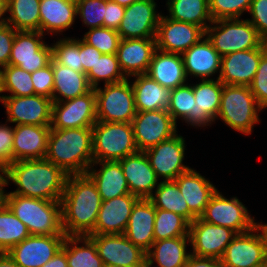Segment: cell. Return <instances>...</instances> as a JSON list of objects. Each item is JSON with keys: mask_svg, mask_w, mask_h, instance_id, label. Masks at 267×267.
Returning a JSON list of instances; mask_svg holds the SVG:
<instances>
[{"mask_svg": "<svg viewBox=\"0 0 267 267\" xmlns=\"http://www.w3.org/2000/svg\"><path fill=\"white\" fill-rule=\"evenodd\" d=\"M68 174L46 158L14 161L4 170V186L13 182L17 189L4 194L61 201Z\"/></svg>", "mask_w": 267, "mask_h": 267, "instance_id": "1", "label": "cell"}, {"mask_svg": "<svg viewBox=\"0 0 267 267\" xmlns=\"http://www.w3.org/2000/svg\"><path fill=\"white\" fill-rule=\"evenodd\" d=\"M60 202L62 230L66 236L89 235L94 230L102 199L87 173L68 176Z\"/></svg>", "mask_w": 267, "mask_h": 267, "instance_id": "2", "label": "cell"}, {"mask_svg": "<svg viewBox=\"0 0 267 267\" xmlns=\"http://www.w3.org/2000/svg\"><path fill=\"white\" fill-rule=\"evenodd\" d=\"M45 158L68 175L86 174L94 162L92 128L50 129Z\"/></svg>", "mask_w": 267, "mask_h": 267, "instance_id": "3", "label": "cell"}, {"mask_svg": "<svg viewBox=\"0 0 267 267\" xmlns=\"http://www.w3.org/2000/svg\"><path fill=\"white\" fill-rule=\"evenodd\" d=\"M3 202L27 226L31 235H65L60 201L3 194Z\"/></svg>", "mask_w": 267, "mask_h": 267, "instance_id": "4", "label": "cell"}, {"mask_svg": "<svg viewBox=\"0 0 267 267\" xmlns=\"http://www.w3.org/2000/svg\"><path fill=\"white\" fill-rule=\"evenodd\" d=\"M262 110L249 86L223 84L216 120L221 119L234 131L249 135L254 125L260 122L259 113Z\"/></svg>", "mask_w": 267, "mask_h": 267, "instance_id": "5", "label": "cell"}, {"mask_svg": "<svg viewBox=\"0 0 267 267\" xmlns=\"http://www.w3.org/2000/svg\"><path fill=\"white\" fill-rule=\"evenodd\" d=\"M94 161H120L138 152L131 123L97 121L92 127Z\"/></svg>", "mask_w": 267, "mask_h": 267, "instance_id": "6", "label": "cell"}, {"mask_svg": "<svg viewBox=\"0 0 267 267\" xmlns=\"http://www.w3.org/2000/svg\"><path fill=\"white\" fill-rule=\"evenodd\" d=\"M205 36L221 57L237 51L258 48L264 42L247 19L212 21L205 30Z\"/></svg>", "mask_w": 267, "mask_h": 267, "instance_id": "7", "label": "cell"}, {"mask_svg": "<svg viewBox=\"0 0 267 267\" xmlns=\"http://www.w3.org/2000/svg\"><path fill=\"white\" fill-rule=\"evenodd\" d=\"M131 78L94 88L97 121L131 123L137 111Z\"/></svg>", "mask_w": 267, "mask_h": 267, "instance_id": "8", "label": "cell"}, {"mask_svg": "<svg viewBox=\"0 0 267 267\" xmlns=\"http://www.w3.org/2000/svg\"><path fill=\"white\" fill-rule=\"evenodd\" d=\"M220 261L223 267H267V237L260 224L237 234Z\"/></svg>", "mask_w": 267, "mask_h": 267, "instance_id": "9", "label": "cell"}, {"mask_svg": "<svg viewBox=\"0 0 267 267\" xmlns=\"http://www.w3.org/2000/svg\"><path fill=\"white\" fill-rule=\"evenodd\" d=\"M200 218L208 223L230 228L237 234L248 232L259 224L237 197L227 199L218 189L211 196Z\"/></svg>", "mask_w": 267, "mask_h": 267, "instance_id": "10", "label": "cell"}, {"mask_svg": "<svg viewBox=\"0 0 267 267\" xmlns=\"http://www.w3.org/2000/svg\"><path fill=\"white\" fill-rule=\"evenodd\" d=\"M132 128L138 151H146L177 134V123L167 110L137 112Z\"/></svg>", "mask_w": 267, "mask_h": 267, "instance_id": "11", "label": "cell"}, {"mask_svg": "<svg viewBox=\"0 0 267 267\" xmlns=\"http://www.w3.org/2000/svg\"><path fill=\"white\" fill-rule=\"evenodd\" d=\"M96 122V95L94 88L74 99L53 102L51 129L92 128Z\"/></svg>", "mask_w": 267, "mask_h": 267, "instance_id": "12", "label": "cell"}, {"mask_svg": "<svg viewBox=\"0 0 267 267\" xmlns=\"http://www.w3.org/2000/svg\"><path fill=\"white\" fill-rule=\"evenodd\" d=\"M40 31H16L9 65L33 73L47 66L52 59V48L42 39Z\"/></svg>", "mask_w": 267, "mask_h": 267, "instance_id": "13", "label": "cell"}, {"mask_svg": "<svg viewBox=\"0 0 267 267\" xmlns=\"http://www.w3.org/2000/svg\"><path fill=\"white\" fill-rule=\"evenodd\" d=\"M236 235L237 233L230 228L208 223L198 217L189 224L192 246L190 253L197 257L220 260L226 247Z\"/></svg>", "mask_w": 267, "mask_h": 267, "instance_id": "14", "label": "cell"}, {"mask_svg": "<svg viewBox=\"0 0 267 267\" xmlns=\"http://www.w3.org/2000/svg\"><path fill=\"white\" fill-rule=\"evenodd\" d=\"M99 257L106 265L145 267L146 252L135 246L124 234H89Z\"/></svg>", "mask_w": 267, "mask_h": 267, "instance_id": "15", "label": "cell"}, {"mask_svg": "<svg viewBox=\"0 0 267 267\" xmlns=\"http://www.w3.org/2000/svg\"><path fill=\"white\" fill-rule=\"evenodd\" d=\"M6 108L7 121L15 125L50 126L53 101L50 98L32 96H4L0 101Z\"/></svg>", "mask_w": 267, "mask_h": 267, "instance_id": "16", "label": "cell"}, {"mask_svg": "<svg viewBox=\"0 0 267 267\" xmlns=\"http://www.w3.org/2000/svg\"><path fill=\"white\" fill-rule=\"evenodd\" d=\"M185 147V138L176 134L144 152L157 177H161L162 181H168L175 180L190 169L183 164Z\"/></svg>", "mask_w": 267, "mask_h": 267, "instance_id": "17", "label": "cell"}, {"mask_svg": "<svg viewBox=\"0 0 267 267\" xmlns=\"http://www.w3.org/2000/svg\"><path fill=\"white\" fill-rule=\"evenodd\" d=\"M267 51V43L258 48L237 51L221 57L218 79L226 85L249 86L255 77L261 56Z\"/></svg>", "mask_w": 267, "mask_h": 267, "instance_id": "18", "label": "cell"}, {"mask_svg": "<svg viewBox=\"0 0 267 267\" xmlns=\"http://www.w3.org/2000/svg\"><path fill=\"white\" fill-rule=\"evenodd\" d=\"M205 36V30L197 25L179 22L161 15L156 31V49L182 54Z\"/></svg>", "mask_w": 267, "mask_h": 267, "instance_id": "19", "label": "cell"}, {"mask_svg": "<svg viewBox=\"0 0 267 267\" xmlns=\"http://www.w3.org/2000/svg\"><path fill=\"white\" fill-rule=\"evenodd\" d=\"M154 0H138L125 7L117 32L121 39L155 38L161 13Z\"/></svg>", "mask_w": 267, "mask_h": 267, "instance_id": "20", "label": "cell"}, {"mask_svg": "<svg viewBox=\"0 0 267 267\" xmlns=\"http://www.w3.org/2000/svg\"><path fill=\"white\" fill-rule=\"evenodd\" d=\"M66 235H30L9 256L19 267H42L61 249Z\"/></svg>", "mask_w": 267, "mask_h": 267, "instance_id": "21", "label": "cell"}, {"mask_svg": "<svg viewBox=\"0 0 267 267\" xmlns=\"http://www.w3.org/2000/svg\"><path fill=\"white\" fill-rule=\"evenodd\" d=\"M155 50V38L121 39L116 56L124 76L146 74Z\"/></svg>", "mask_w": 267, "mask_h": 267, "instance_id": "22", "label": "cell"}, {"mask_svg": "<svg viewBox=\"0 0 267 267\" xmlns=\"http://www.w3.org/2000/svg\"><path fill=\"white\" fill-rule=\"evenodd\" d=\"M140 198L126 194L102 201L94 230L90 234H123L132 208Z\"/></svg>", "mask_w": 267, "mask_h": 267, "instance_id": "23", "label": "cell"}, {"mask_svg": "<svg viewBox=\"0 0 267 267\" xmlns=\"http://www.w3.org/2000/svg\"><path fill=\"white\" fill-rule=\"evenodd\" d=\"M118 162L127 180L130 194L148 199L160 182L145 152L138 151Z\"/></svg>", "mask_w": 267, "mask_h": 267, "instance_id": "24", "label": "cell"}, {"mask_svg": "<svg viewBox=\"0 0 267 267\" xmlns=\"http://www.w3.org/2000/svg\"><path fill=\"white\" fill-rule=\"evenodd\" d=\"M156 208L149 199L140 198L132 208L124 235L146 253L154 239Z\"/></svg>", "mask_w": 267, "mask_h": 267, "instance_id": "25", "label": "cell"}, {"mask_svg": "<svg viewBox=\"0 0 267 267\" xmlns=\"http://www.w3.org/2000/svg\"><path fill=\"white\" fill-rule=\"evenodd\" d=\"M50 129V126L15 125L13 162L45 158Z\"/></svg>", "mask_w": 267, "mask_h": 267, "instance_id": "26", "label": "cell"}, {"mask_svg": "<svg viewBox=\"0 0 267 267\" xmlns=\"http://www.w3.org/2000/svg\"><path fill=\"white\" fill-rule=\"evenodd\" d=\"M181 56L187 78L189 75L201 80H211L210 76L220 73L221 56L206 36Z\"/></svg>", "mask_w": 267, "mask_h": 267, "instance_id": "27", "label": "cell"}, {"mask_svg": "<svg viewBox=\"0 0 267 267\" xmlns=\"http://www.w3.org/2000/svg\"><path fill=\"white\" fill-rule=\"evenodd\" d=\"M183 195L189 210L200 217L217 188L194 168L180 174L174 180Z\"/></svg>", "mask_w": 267, "mask_h": 267, "instance_id": "28", "label": "cell"}, {"mask_svg": "<svg viewBox=\"0 0 267 267\" xmlns=\"http://www.w3.org/2000/svg\"><path fill=\"white\" fill-rule=\"evenodd\" d=\"M146 74L161 86L171 90L185 85L188 80L181 54L168 53L158 49L153 53Z\"/></svg>", "mask_w": 267, "mask_h": 267, "instance_id": "29", "label": "cell"}, {"mask_svg": "<svg viewBox=\"0 0 267 267\" xmlns=\"http://www.w3.org/2000/svg\"><path fill=\"white\" fill-rule=\"evenodd\" d=\"M100 165L97 170L94 166ZM87 174L95 182L102 201L130 194L127 180L118 161H94Z\"/></svg>", "mask_w": 267, "mask_h": 267, "instance_id": "30", "label": "cell"}, {"mask_svg": "<svg viewBox=\"0 0 267 267\" xmlns=\"http://www.w3.org/2000/svg\"><path fill=\"white\" fill-rule=\"evenodd\" d=\"M193 85L195 97V127L209 126L217 118L223 83L217 78L201 80Z\"/></svg>", "mask_w": 267, "mask_h": 267, "instance_id": "31", "label": "cell"}, {"mask_svg": "<svg viewBox=\"0 0 267 267\" xmlns=\"http://www.w3.org/2000/svg\"><path fill=\"white\" fill-rule=\"evenodd\" d=\"M132 77L135 78L131 84L137 112L168 109L171 89L161 86L147 74Z\"/></svg>", "mask_w": 267, "mask_h": 267, "instance_id": "32", "label": "cell"}, {"mask_svg": "<svg viewBox=\"0 0 267 267\" xmlns=\"http://www.w3.org/2000/svg\"><path fill=\"white\" fill-rule=\"evenodd\" d=\"M76 2L71 0H40V32L61 34L75 22Z\"/></svg>", "mask_w": 267, "mask_h": 267, "instance_id": "33", "label": "cell"}, {"mask_svg": "<svg viewBox=\"0 0 267 267\" xmlns=\"http://www.w3.org/2000/svg\"><path fill=\"white\" fill-rule=\"evenodd\" d=\"M187 244L190 245L189 236L154 241L146 253L147 264L153 266L155 261L158 267H184L191 255Z\"/></svg>", "mask_w": 267, "mask_h": 267, "instance_id": "34", "label": "cell"}, {"mask_svg": "<svg viewBox=\"0 0 267 267\" xmlns=\"http://www.w3.org/2000/svg\"><path fill=\"white\" fill-rule=\"evenodd\" d=\"M54 75L53 102H63L88 93L90 86L87 75L56 63L52 59Z\"/></svg>", "mask_w": 267, "mask_h": 267, "instance_id": "35", "label": "cell"}, {"mask_svg": "<svg viewBox=\"0 0 267 267\" xmlns=\"http://www.w3.org/2000/svg\"><path fill=\"white\" fill-rule=\"evenodd\" d=\"M82 243V246L79 245ZM68 261V267H103L94 241L88 236H66L61 247Z\"/></svg>", "mask_w": 267, "mask_h": 267, "instance_id": "36", "label": "cell"}, {"mask_svg": "<svg viewBox=\"0 0 267 267\" xmlns=\"http://www.w3.org/2000/svg\"><path fill=\"white\" fill-rule=\"evenodd\" d=\"M168 18L194 24L204 30L212 23L209 0H167ZM209 23V25H208Z\"/></svg>", "mask_w": 267, "mask_h": 267, "instance_id": "37", "label": "cell"}, {"mask_svg": "<svg viewBox=\"0 0 267 267\" xmlns=\"http://www.w3.org/2000/svg\"><path fill=\"white\" fill-rule=\"evenodd\" d=\"M5 22L16 31H40V0H6Z\"/></svg>", "mask_w": 267, "mask_h": 267, "instance_id": "38", "label": "cell"}, {"mask_svg": "<svg viewBox=\"0 0 267 267\" xmlns=\"http://www.w3.org/2000/svg\"><path fill=\"white\" fill-rule=\"evenodd\" d=\"M153 194L148 198L156 209L171 211L192 223L197 217L189 210L188 205L174 180L160 181Z\"/></svg>", "mask_w": 267, "mask_h": 267, "instance_id": "39", "label": "cell"}, {"mask_svg": "<svg viewBox=\"0 0 267 267\" xmlns=\"http://www.w3.org/2000/svg\"><path fill=\"white\" fill-rule=\"evenodd\" d=\"M30 235L27 226L2 202L0 204V252H9Z\"/></svg>", "mask_w": 267, "mask_h": 267, "instance_id": "40", "label": "cell"}, {"mask_svg": "<svg viewBox=\"0 0 267 267\" xmlns=\"http://www.w3.org/2000/svg\"><path fill=\"white\" fill-rule=\"evenodd\" d=\"M195 103L193 86L186 83L171 91L170 104L167 111L175 122L179 118L194 127Z\"/></svg>", "mask_w": 267, "mask_h": 267, "instance_id": "41", "label": "cell"}, {"mask_svg": "<svg viewBox=\"0 0 267 267\" xmlns=\"http://www.w3.org/2000/svg\"><path fill=\"white\" fill-rule=\"evenodd\" d=\"M189 222L179 214L156 209L154 221L155 241L181 236H189Z\"/></svg>", "mask_w": 267, "mask_h": 267, "instance_id": "42", "label": "cell"}, {"mask_svg": "<svg viewBox=\"0 0 267 267\" xmlns=\"http://www.w3.org/2000/svg\"><path fill=\"white\" fill-rule=\"evenodd\" d=\"M86 75L92 88L98 87L100 81H104V84H111L126 79L120 69L116 54H102Z\"/></svg>", "mask_w": 267, "mask_h": 267, "instance_id": "43", "label": "cell"}, {"mask_svg": "<svg viewBox=\"0 0 267 267\" xmlns=\"http://www.w3.org/2000/svg\"><path fill=\"white\" fill-rule=\"evenodd\" d=\"M10 92L8 96H32L35 89L31 73L18 66L7 65L2 68V93Z\"/></svg>", "mask_w": 267, "mask_h": 267, "instance_id": "44", "label": "cell"}, {"mask_svg": "<svg viewBox=\"0 0 267 267\" xmlns=\"http://www.w3.org/2000/svg\"><path fill=\"white\" fill-rule=\"evenodd\" d=\"M52 59L65 67L77 72H83V66L80 59V39L60 38L59 41L51 45Z\"/></svg>", "mask_w": 267, "mask_h": 267, "instance_id": "45", "label": "cell"}, {"mask_svg": "<svg viewBox=\"0 0 267 267\" xmlns=\"http://www.w3.org/2000/svg\"><path fill=\"white\" fill-rule=\"evenodd\" d=\"M82 39L102 54H116L121 40L117 30L107 27L89 29Z\"/></svg>", "mask_w": 267, "mask_h": 267, "instance_id": "46", "label": "cell"}, {"mask_svg": "<svg viewBox=\"0 0 267 267\" xmlns=\"http://www.w3.org/2000/svg\"><path fill=\"white\" fill-rule=\"evenodd\" d=\"M251 0H209V10L213 21L219 19H240L249 11Z\"/></svg>", "mask_w": 267, "mask_h": 267, "instance_id": "47", "label": "cell"}, {"mask_svg": "<svg viewBox=\"0 0 267 267\" xmlns=\"http://www.w3.org/2000/svg\"><path fill=\"white\" fill-rule=\"evenodd\" d=\"M106 0H79L76 3V16L82 19L88 29L103 27Z\"/></svg>", "mask_w": 267, "mask_h": 267, "instance_id": "48", "label": "cell"}, {"mask_svg": "<svg viewBox=\"0 0 267 267\" xmlns=\"http://www.w3.org/2000/svg\"><path fill=\"white\" fill-rule=\"evenodd\" d=\"M249 88L255 96L257 104L264 110L267 108V51L261 56L259 67Z\"/></svg>", "mask_w": 267, "mask_h": 267, "instance_id": "49", "label": "cell"}, {"mask_svg": "<svg viewBox=\"0 0 267 267\" xmlns=\"http://www.w3.org/2000/svg\"><path fill=\"white\" fill-rule=\"evenodd\" d=\"M31 80L35 89V94L52 99L54 90V75L51 62L39 70L31 73Z\"/></svg>", "mask_w": 267, "mask_h": 267, "instance_id": "50", "label": "cell"}, {"mask_svg": "<svg viewBox=\"0 0 267 267\" xmlns=\"http://www.w3.org/2000/svg\"><path fill=\"white\" fill-rule=\"evenodd\" d=\"M251 19H247L257 30L260 38L267 43V0H251Z\"/></svg>", "mask_w": 267, "mask_h": 267, "instance_id": "51", "label": "cell"}, {"mask_svg": "<svg viewBox=\"0 0 267 267\" xmlns=\"http://www.w3.org/2000/svg\"><path fill=\"white\" fill-rule=\"evenodd\" d=\"M13 126L0 124V168L4 171L13 163Z\"/></svg>", "mask_w": 267, "mask_h": 267, "instance_id": "52", "label": "cell"}, {"mask_svg": "<svg viewBox=\"0 0 267 267\" xmlns=\"http://www.w3.org/2000/svg\"><path fill=\"white\" fill-rule=\"evenodd\" d=\"M16 30L6 22L0 24V68L9 64Z\"/></svg>", "mask_w": 267, "mask_h": 267, "instance_id": "53", "label": "cell"}, {"mask_svg": "<svg viewBox=\"0 0 267 267\" xmlns=\"http://www.w3.org/2000/svg\"><path fill=\"white\" fill-rule=\"evenodd\" d=\"M125 13V7L118 3L106 0L105 15L103 20V27L118 30Z\"/></svg>", "mask_w": 267, "mask_h": 267, "instance_id": "54", "label": "cell"}, {"mask_svg": "<svg viewBox=\"0 0 267 267\" xmlns=\"http://www.w3.org/2000/svg\"><path fill=\"white\" fill-rule=\"evenodd\" d=\"M101 55L102 53L98 49L89 45L83 39H80V59L83 66V73L87 74L95 66V63Z\"/></svg>", "mask_w": 267, "mask_h": 267, "instance_id": "55", "label": "cell"}, {"mask_svg": "<svg viewBox=\"0 0 267 267\" xmlns=\"http://www.w3.org/2000/svg\"><path fill=\"white\" fill-rule=\"evenodd\" d=\"M184 267H223L221 261L215 258L190 255Z\"/></svg>", "mask_w": 267, "mask_h": 267, "instance_id": "56", "label": "cell"}, {"mask_svg": "<svg viewBox=\"0 0 267 267\" xmlns=\"http://www.w3.org/2000/svg\"><path fill=\"white\" fill-rule=\"evenodd\" d=\"M42 267H68L65 251L62 248L58 250L54 257L51 258Z\"/></svg>", "mask_w": 267, "mask_h": 267, "instance_id": "57", "label": "cell"}, {"mask_svg": "<svg viewBox=\"0 0 267 267\" xmlns=\"http://www.w3.org/2000/svg\"><path fill=\"white\" fill-rule=\"evenodd\" d=\"M0 267H19L8 253L0 255Z\"/></svg>", "mask_w": 267, "mask_h": 267, "instance_id": "58", "label": "cell"}, {"mask_svg": "<svg viewBox=\"0 0 267 267\" xmlns=\"http://www.w3.org/2000/svg\"><path fill=\"white\" fill-rule=\"evenodd\" d=\"M6 14V0H0V24L5 22V17H2Z\"/></svg>", "mask_w": 267, "mask_h": 267, "instance_id": "59", "label": "cell"}, {"mask_svg": "<svg viewBox=\"0 0 267 267\" xmlns=\"http://www.w3.org/2000/svg\"><path fill=\"white\" fill-rule=\"evenodd\" d=\"M111 1L118 3L120 6L128 7L129 5L138 0H111Z\"/></svg>", "mask_w": 267, "mask_h": 267, "instance_id": "60", "label": "cell"}, {"mask_svg": "<svg viewBox=\"0 0 267 267\" xmlns=\"http://www.w3.org/2000/svg\"><path fill=\"white\" fill-rule=\"evenodd\" d=\"M3 176H4V171L0 168V190H5Z\"/></svg>", "mask_w": 267, "mask_h": 267, "instance_id": "61", "label": "cell"}, {"mask_svg": "<svg viewBox=\"0 0 267 267\" xmlns=\"http://www.w3.org/2000/svg\"><path fill=\"white\" fill-rule=\"evenodd\" d=\"M2 93V69L0 68V94ZM2 99V96L0 95V101Z\"/></svg>", "mask_w": 267, "mask_h": 267, "instance_id": "62", "label": "cell"}, {"mask_svg": "<svg viewBox=\"0 0 267 267\" xmlns=\"http://www.w3.org/2000/svg\"><path fill=\"white\" fill-rule=\"evenodd\" d=\"M261 223H262V221L259 224L262 227V229L264 230L266 237H267V224H261Z\"/></svg>", "mask_w": 267, "mask_h": 267, "instance_id": "63", "label": "cell"}, {"mask_svg": "<svg viewBox=\"0 0 267 267\" xmlns=\"http://www.w3.org/2000/svg\"><path fill=\"white\" fill-rule=\"evenodd\" d=\"M4 190H0V204L3 202Z\"/></svg>", "mask_w": 267, "mask_h": 267, "instance_id": "64", "label": "cell"}, {"mask_svg": "<svg viewBox=\"0 0 267 267\" xmlns=\"http://www.w3.org/2000/svg\"><path fill=\"white\" fill-rule=\"evenodd\" d=\"M103 267H120V266H115V265H106V264H104V266Z\"/></svg>", "mask_w": 267, "mask_h": 267, "instance_id": "65", "label": "cell"}]
</instances>
